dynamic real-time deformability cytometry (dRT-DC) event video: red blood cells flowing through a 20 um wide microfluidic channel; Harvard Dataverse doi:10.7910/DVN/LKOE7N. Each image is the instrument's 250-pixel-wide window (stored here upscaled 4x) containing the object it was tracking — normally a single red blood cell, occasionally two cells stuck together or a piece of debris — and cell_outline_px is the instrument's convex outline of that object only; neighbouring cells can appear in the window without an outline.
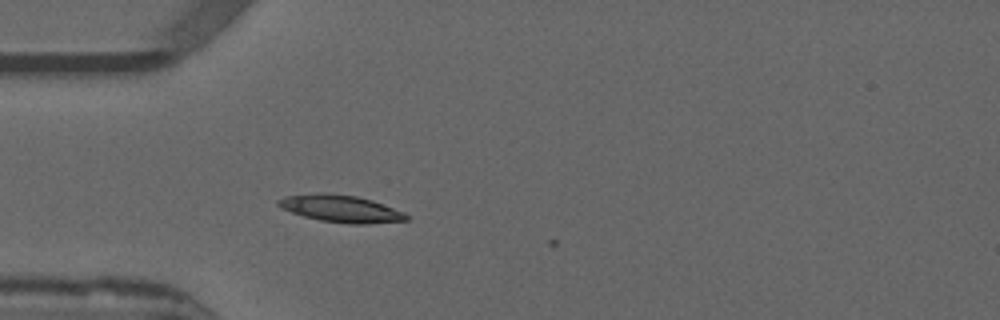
{"species": "common noctule bat (a hibernating species)", "species_latin": "Nyctalus noctula", "temperature_condition": "warm", "stored_images_in_passage": 8, "camera_frame_rate_fps": 3000, "um_per_image_px": 0.085, "animal": {"sex": "male", "forearm_length_mm": 52.5}, "frame": {"image": 1, "passage_image": 7, "time_ms": 2.0, "image_size_px": [1000, 320], "cell_outline_px": [[408, 220], [368, 224], [348, 224], [320, 220], [304, 216], [280, 208], [276, 204], [276, 200], [288, 196], [320, 192], [324, 192], [356, 196], [372, 200], [404, 212], [408, 216]], "centroid_in_image_um": [28.96, 17.73], "position_along_channel_um": 56.0, "area_um2": 20.23}}